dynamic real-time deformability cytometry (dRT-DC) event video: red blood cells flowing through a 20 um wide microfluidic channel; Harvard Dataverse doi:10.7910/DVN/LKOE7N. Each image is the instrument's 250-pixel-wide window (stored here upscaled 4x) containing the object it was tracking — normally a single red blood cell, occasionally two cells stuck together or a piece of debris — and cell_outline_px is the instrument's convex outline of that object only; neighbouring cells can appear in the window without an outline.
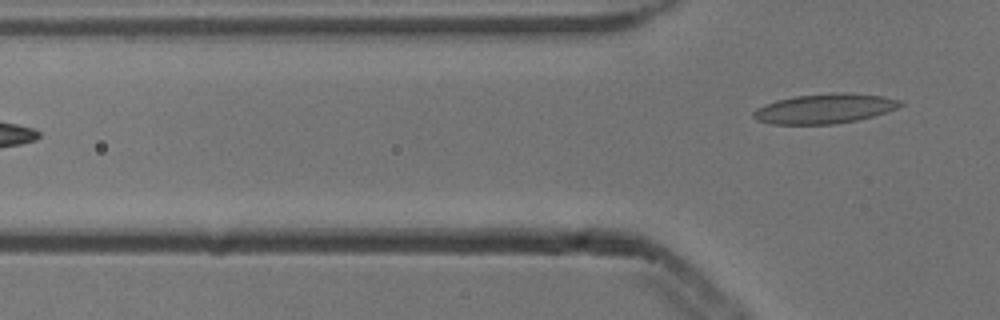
{"species": "common noctule bat (a hibernating species)", "species_latin": "Nyctalus noctula", "temperature_condition": "cold", "stored_images_in_passage": 4, "segment_of_instrument_passage": [2, 2], "camera_frame_rate_fps": 3000, "um_per_image_px": 0.085, "animal": {"sex": "male", "body_mass_g": 13.3}, "frame": {"image": 1, "passage_image": 4, "time_ms": 1.0, "image_size_px": [1000, 320], "cell_outline_px": [[904, 104], [888, 112], [856, 120], [832, 124], [772, 124], [756, 120], [752, 116], [752, 112], [756, 108], [776, 100], [792, 96], [840, 92], [852, 92], [884, 96], [900, 100]], "centroid_in_image_um": [70.09, 9.22], "position_along_channel_um": 55.7, "area_um2": 25.61}}